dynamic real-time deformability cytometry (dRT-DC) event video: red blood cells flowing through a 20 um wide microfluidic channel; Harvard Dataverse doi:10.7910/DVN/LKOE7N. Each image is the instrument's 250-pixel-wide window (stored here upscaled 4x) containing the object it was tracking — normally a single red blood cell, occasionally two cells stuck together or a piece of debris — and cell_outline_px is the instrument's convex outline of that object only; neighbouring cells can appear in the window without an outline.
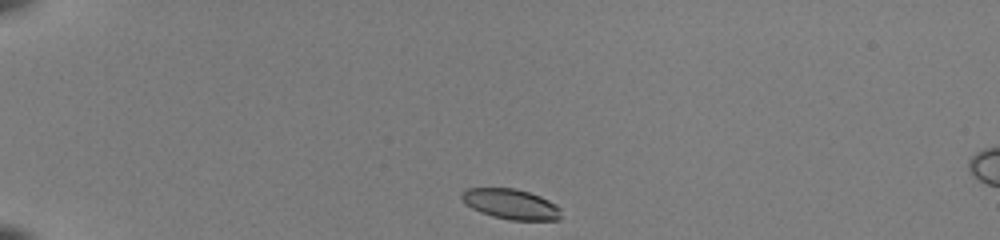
{"species": "common noctule bat (a hibernating species)", "species_latin": "Nyctalus noctula", "temperature_condition": "room temperature", "stored_images_in_passage": 40, "camera_frame_rate_fps": 3000, "um_per_image_px": 0.085, "animal": {"sex": "female", "body_mass_g": 22.0, "forearm_length_mm": 56.7}, "frame": {"image": 1, "passage_image": 1, "time_ms": 0.0, "image_size_px": [1000, 240], "cell_outline_px": [[560, 220], [508, 220], [492, 216], [480, 212], [472, 208], [460, 196], [468, 188], [516, 188], [540, 196], [556, 204], [560, 208]], "centroid_in_image_um": [43.46, 17.35], "position_along_channel_um": 41.5, "area_um2": 17.4}}
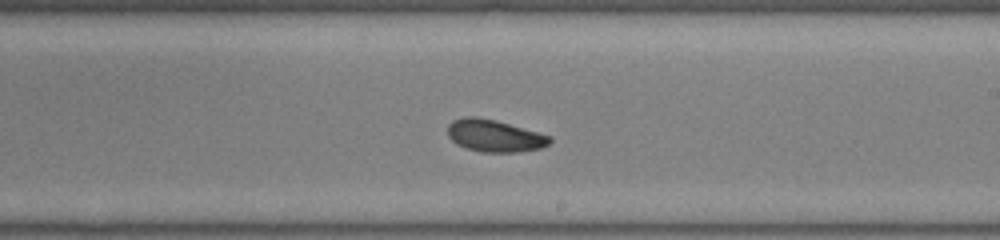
{"frame": {"image": 2, "passage_image": 21, "time_ms": 6.667, "image_size_px": [1000, 240], "cell_outline_px": [[552, 140], [544, 148], [520, 152], [480, 152], [464, 148], [456, 144], [448, 136], [448, 124], [452, 120], [464, 116], [476, 116], [508, 124], [552, 136]], "centroid_in_image_um": [42.02, 11.56], "position_along_channel_um": 247.0, "area_um2": 19.25}}
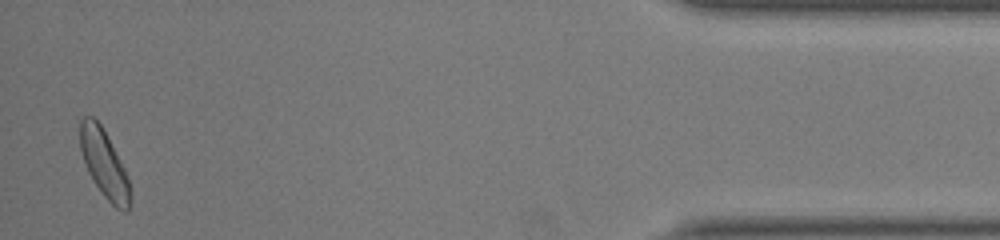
{"frame": {"image": 3, "passage_image": 39, "time_ms": 12.667, "image_size_px": [1000, 240], "cell_outline_px": [[132, 192], [128, 212], [124, 212], [116, 208], [104, 196], [88, 172], [80, 152], [80, 120], [84, 116], [92, 116], [100, 124], [124, 168], [128, 176]], "centroid_in_image_um": [8.87, 13.96], "position_along_channel_um": 426.3, "area_um2": 19.59}, "authors_computed_cell_mechanics": {"area_um2": 19.1896, "velocity_mm_per_s": 3.987, "shape_relaxation_time_tau1_ms": 4.4999, "shape_relaxation_time_tau2_ms": null, "deformation_change_tau1": 0.1268, "deformation_change_tau2": null}}